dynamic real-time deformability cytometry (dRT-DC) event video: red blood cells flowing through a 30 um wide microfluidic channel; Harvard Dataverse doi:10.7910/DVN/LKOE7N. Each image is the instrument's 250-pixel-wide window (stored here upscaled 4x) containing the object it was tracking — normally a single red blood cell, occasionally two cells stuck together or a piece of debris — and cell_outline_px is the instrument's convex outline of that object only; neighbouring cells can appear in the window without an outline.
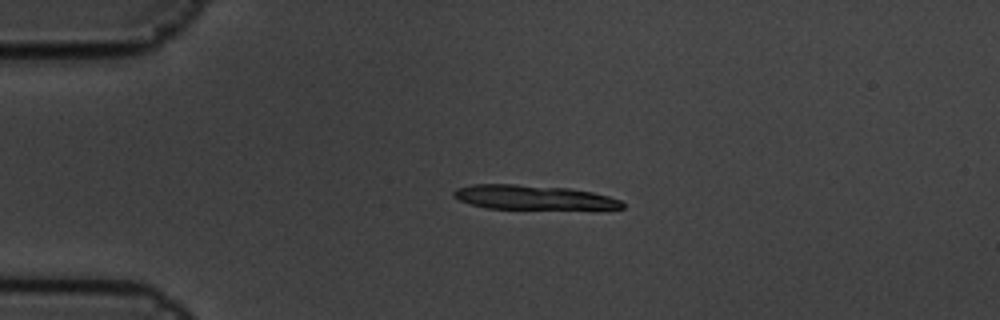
{"species": "common noctule bat (a hibernating species)", "species_latin": "Nyctalus noctula", "temperature_condition": "cold", "stored_images_in_passage": 8, "segment_of_instrument_passage": [1, 2], "camera_frame_rate_fps": 3000, "um_per_image_px": 0.085, "animal": {"sex": "male", "body_mass_g": 19.5, "forearm_length_mm": 54.6}, "frame": {"image": 1, "passage_image": 3, "time_ms": 0.667, "image_size_px": [1000, 320], "cell_outline_px": [[624, 208], [600, 212], [488, 208], [472, 204], [460, 200], [452, 196], [452, 192], [456, 188], [472, 184], [516, 184], [568, 188], [592, 192], [608, 196], [620, 200], [624, 204]], "centroid_in_image_um": [45.5, 16.83], "position_along_channel_um": 39.5, "area_um2": 25.37}}